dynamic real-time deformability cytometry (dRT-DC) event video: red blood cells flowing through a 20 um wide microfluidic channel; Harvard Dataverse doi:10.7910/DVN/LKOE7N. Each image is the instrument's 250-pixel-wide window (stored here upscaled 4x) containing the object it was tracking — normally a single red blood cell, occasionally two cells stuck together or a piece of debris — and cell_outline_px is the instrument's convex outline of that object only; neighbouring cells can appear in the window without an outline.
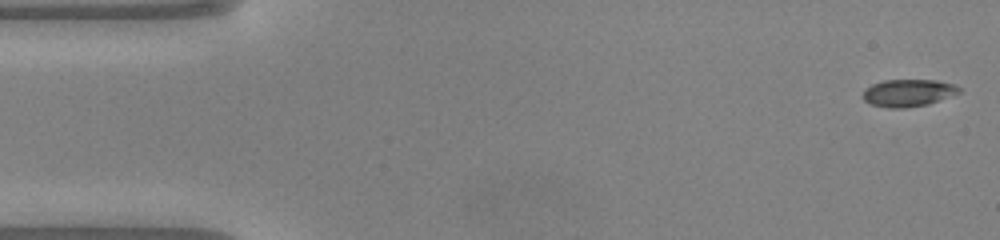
{"species": "common noctule bat (a hibernating species)", "species_latin": "Nyctalus noctula", "temperature_condition": "warm", "stored_images_in_passage": 48, "camera_frame_rate_fps": 3000, "um_per_image_px": 0.085, "animal": {"sex": "male", "body_mass_g": 20.0, "forearm_length_mm": 53.3}, "frame": {"image": 1, "passage_image": 1, "time_ms": 0.0, "image_size_px": [1000, 240], "cell_outline_px": [[960, 92], [928, 104], [904, 108], [888, 108], [872, 104], [864, 100], [864, 88], [872, 84], [884, 80], [936, 80], [956, 84], [960, 88]], "centroid_in_image_um": [77.2, 7.88], "position_along_channel_um": 7.8, "area_um2": 15.2}}
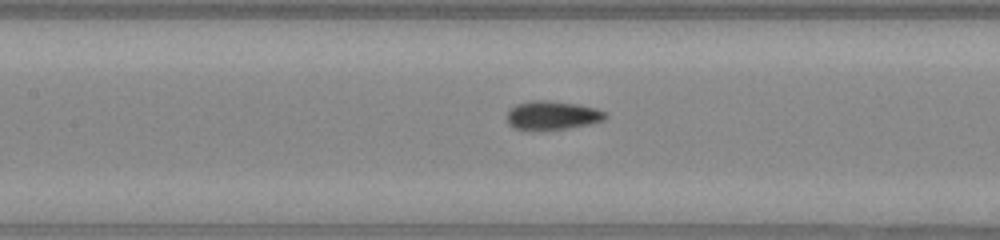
{"frame": {"image": 2, "passage_image": 21, "time_ms": 6.667, "image_size_px": [1000, 240], "cell_outline_px": [[608, 116], [604, 120], [588, 124], [564, 128], [512, 128], [508, 124], [508, 112], [516, 104], [532, 100], [548, 100], [576, 104], [596, 108], [604, 112]], "centroid_in_image_um": [46.96, 9.77], "position_along_channel_um": 160.4, "area_um2": 15.9}}
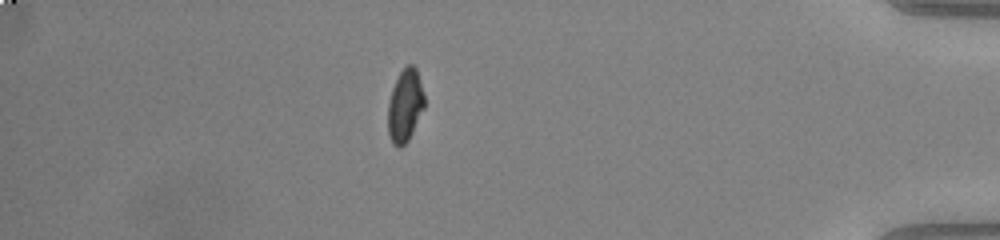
{"frame": {"image": 3, "passage_image": 42, "time_ms": 13.667, "image_size_px": [1000, 240], "cell_outline_px": [[424, 108], [408, 140], [400, 148], [392, 144], [388, 132], [388, 104], [392, 88], [400, 72], [408, 64], [412, 64], [416, 68], [424, 96]], "centroid_in_image_um": [34.42, 8.99], "position_along_channel_um": 400.8, "area_um2": 15.26}, "authors_computed_cell_mechanics": {"area_um2": 15.5193, "velocity_mm_per_s": 4.1161, "shape_relaxation_time_tau1_ms": 4.4151, "shape_relaxation_time_tau2_ms": 0.8915, "deformation_change_tau1": 0.1623, "deformation_change_tau2": 0.0341}}